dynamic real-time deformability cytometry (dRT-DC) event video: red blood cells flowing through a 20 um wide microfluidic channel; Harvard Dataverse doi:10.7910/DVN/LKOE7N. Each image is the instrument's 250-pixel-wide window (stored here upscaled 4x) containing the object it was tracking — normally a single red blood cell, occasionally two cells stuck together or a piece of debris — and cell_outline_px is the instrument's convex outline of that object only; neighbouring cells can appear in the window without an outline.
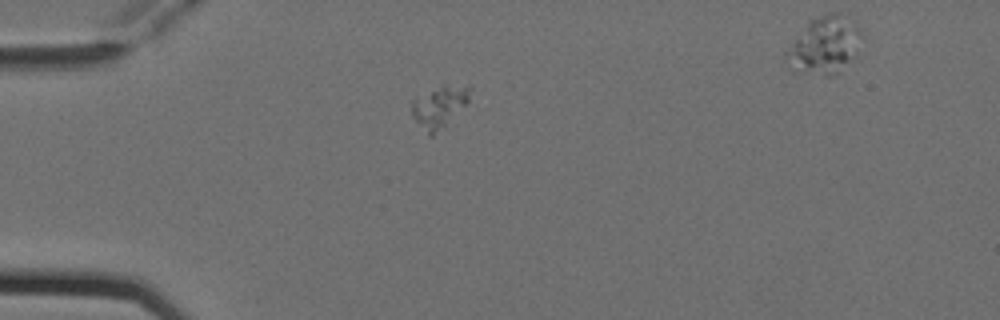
{"species": "Egyptian fruit bat (a non-hibernating species)", "species_latin": "Rousettus aegyptiacus", "temperature_condition": "cold", "stored_images_in_passage": 4, "camera_frame_rate_fps": 3000, "um_per_image_px": 0.085, "animal": {"sex": "female"}, "frame": {"image": 1, "passage_image": 1, "time_ms": 0.0, "image_size_px": [1000, 320], "cell_outline_px": [[472, 88], [468, 100], [432, 136], [428, 136], [412, 116], [412, 100], [444, 80]], "centroid_in_image_um": [37.31, 8.95], "position_along_channel_um": 47.7, "area_um2": 14.1}}
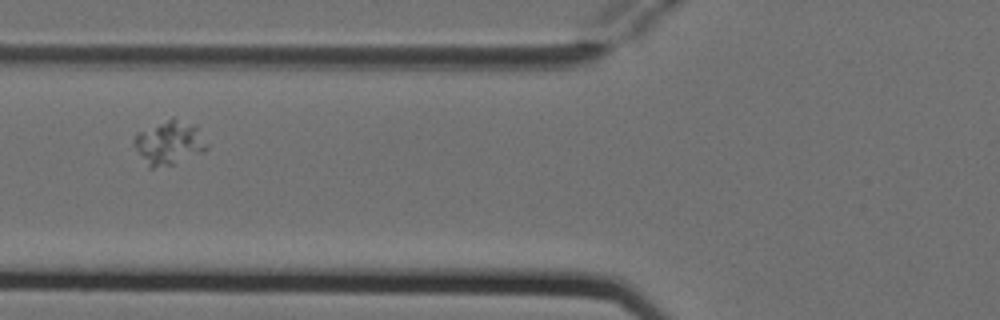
{"frame": {"image": 2, "passage_image": 3, "time_ms": 0.667, "image_size_px": [1000, 320], "cell_outline_px": [[208, 148], [204, 152], [172, 164], [152, 168], [148, 168], [132, 144], [136, 132], [172, 116], [196, 128], [208, 144]], "centroid_in_image_um": [14.32, 12.13], "position_along_channel_um": 111.5, "area_um2": 18.55}}
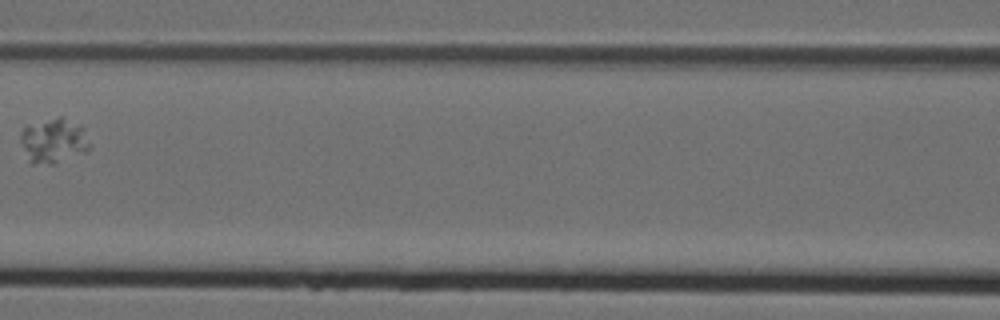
{"frame": {"image": 3, "passage_image": 4, "time_ms": 1.0, "image_size_px": [1000, 320], "cell_outline_px": [[88, 152], [52, 164], [32, 164], [20, 140], [20, 132], [28, 124], [60, 116], [64, 116], [84, 128], [88, 144]], "centroid_in_image_um": [4.56, 11.94], "position_along_channel_um": 162.0, "area_um2": 17.92}}